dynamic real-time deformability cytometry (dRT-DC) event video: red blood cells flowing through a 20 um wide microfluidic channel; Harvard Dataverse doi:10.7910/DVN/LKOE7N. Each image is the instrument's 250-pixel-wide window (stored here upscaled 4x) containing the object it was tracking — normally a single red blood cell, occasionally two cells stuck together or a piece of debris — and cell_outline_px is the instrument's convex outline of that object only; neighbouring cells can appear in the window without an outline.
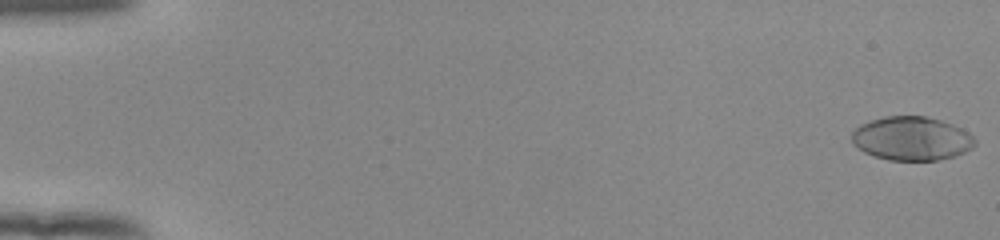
{"species": "human", "species_latin": "Homo sapiens", "temperature_condition": "room temperature", "stored_images_in_passage": 54, "camera_frame_rate_fps": 3000, "um_per_image_px": 0.085, "donor": {"sex": "female"}, "frame": {"image": 1, "passage_image": 1, "time_ms": 0.0, "image_size_px": [1000, 240], "cell_outline_px": [[976, 144], [972, 148], [956, 156], [936, 160], [888, 160], [864, 152], [856, 148], [852, 144], [852, 132], [860, 124], [884, 116], [924, 116], [940, 120], [952, 124], [968, 132], [976, 140]], "centroid_in_image_um": [77.48, 11.78], "position_along_channel_um": 7.5, "area_um2": 31.44}}
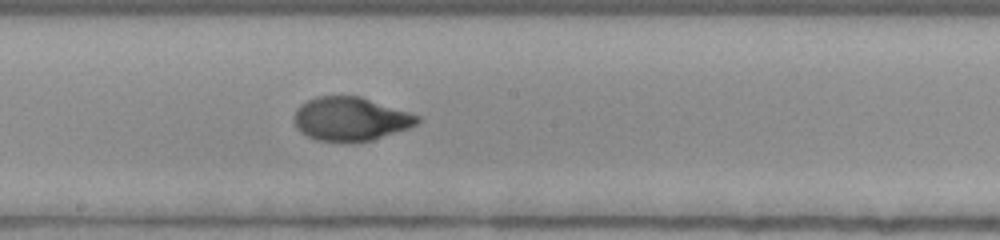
{"frame": {"image": 2, "passage_image": 31, "time_ms": 10.0, "image_size_px": [1000, 240], "cell_outline_px": [[420, 120], [416, 124], [408, 128], [372, 140], [316, 140], [300, 132], [296, 128], [292, 116], [296, 108], [300, 104], [316, 96], [360, 96], [420, 116]], "centroid_in_image_um": [29.74, 10.08], "position_along_channel_um": 218.5, "area_um2": 30.98}}
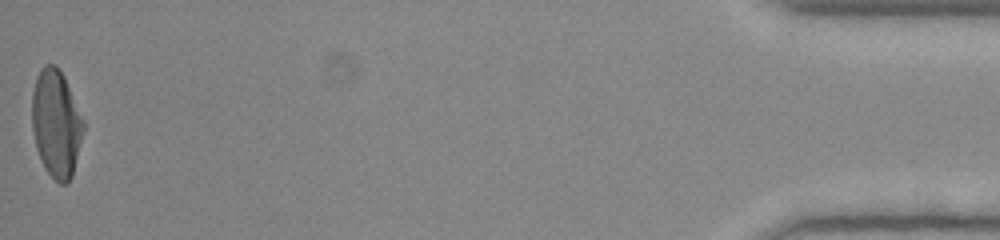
{"frame": {"image": 3, "passage_image": 54, "time_ms": 17.667, "image_size_px": [1000, 240], "cell_outline_px": [[84, 132], [72, 176], [68, 184], [60, 184], [44, 168], [36, 148], [32, 128], [32, 92], [36, 76], [40, 68], [44, 64], [56, 64], [64, 76], [84, 120]], "centroid_in_image_um": [4.77, 10.48], "position_along_channel_um": 430.4, "area_um2": 32.48}, "authors_computed_cell_mechanics": {"area_um2": 31.3854, "velocity_mm_per_s": 3.925, "shape_relaxation_time_tau1_ms": 4.2803, "shape_relaxation_time_tau2_ms": null, "deformation_change_tau1": 0.2219, "deformation_change_tau2": null}}